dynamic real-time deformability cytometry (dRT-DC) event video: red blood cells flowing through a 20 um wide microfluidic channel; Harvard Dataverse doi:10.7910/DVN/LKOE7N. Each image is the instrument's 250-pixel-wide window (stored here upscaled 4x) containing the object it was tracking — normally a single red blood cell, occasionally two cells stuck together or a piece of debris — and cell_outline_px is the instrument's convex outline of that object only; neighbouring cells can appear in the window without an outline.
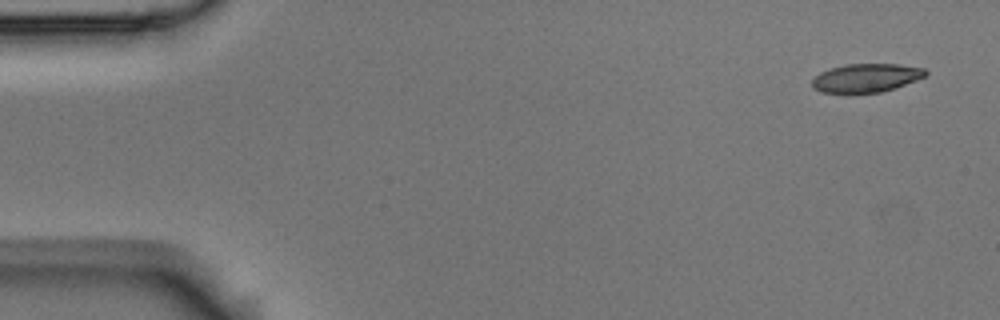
{"species": "Egyptian fruit bat (a non-hibernating species)", "species_latin": "Rousettus aegyptiacus", "temperature_condition": "room temperature", "stored_images_in_passage": 4, "camera_frame_rate_fps": 3000, "um_per_image_px": 0.085, "animal": {"sex": "male"}, "frame": {"image": 1, "passage_image": 1, "time_ms": 0.0, "image_size_px": [1000, 320], "cell_outline_px": [[928, 76], [896, 88], [880, 92], [824, 92], [812, 88], [812, 80], [820, 72], [844, 64], [900, 64], [924, 68], [928, 72]], "centroid_in_image_um": [73.69, 6.61], "position_along_channel_um": 11.3, "area_um2": 18.84}}
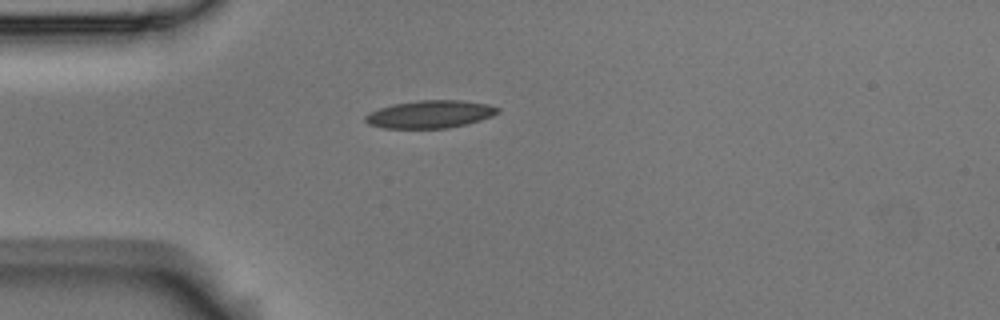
{"frame": {"image": 2, "passage_image": 4, "time_ms": 1.0, "image_size_px": [1000, 320], "cell_outline_px": [[500, 112], [492, 116], [480, 120], [448, 128], [384, 128], [368, 124], [364, 120], [364, 116], [380, 108], [392, 104], [420, 100], [460, 100], [488, 104], [500, 108]], "centroid_in_image_um": [36.56, 9.7], "position_along_channel_um": 48.4, "area_um2": 21.27}}